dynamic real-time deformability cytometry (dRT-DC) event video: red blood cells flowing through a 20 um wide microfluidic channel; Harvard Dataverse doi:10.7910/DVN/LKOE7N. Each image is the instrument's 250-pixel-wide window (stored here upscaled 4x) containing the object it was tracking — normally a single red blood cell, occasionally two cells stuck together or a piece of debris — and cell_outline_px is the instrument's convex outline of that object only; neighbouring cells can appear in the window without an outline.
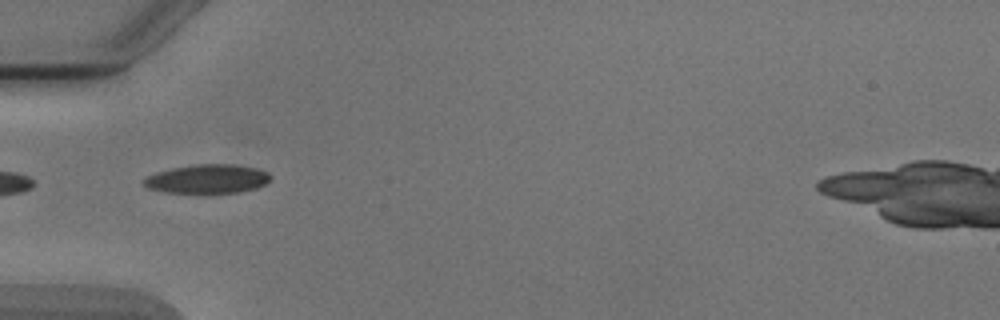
{"species": "Egyptian fruit bat (a non-hibernating species)", "species_latin": "Rousettus aegyptiacus", "temperature_condition": "cold", "stored_images_in_passage": 6, "camera_frame_rate_fps": 3000, "um_per_image_px": 0.085, "animal": {"sex": "male"}, "frame": {"image": 1, "passage_image": 4, "time_ms": 3.667, "image_size_px": [1000, 320], "cell_outline_px": [[272, 176], [264, 184], [256, 188], [240, 192], [208, 196], [204, 196], [164, 192], [148, 188], [140, 180], [156, 172], [172, 168], [196, 164], [236, 164], [256, 168], [268, 172]], "centroid_in_image_um": [17.61, 15.26], "position_along_channel_um": 67.4, "area_um2": 22.37}}
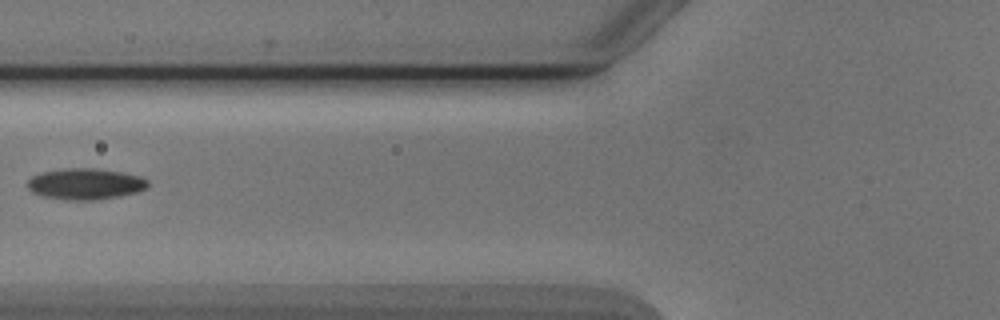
{"frame": {"image": 2, "passage_image": 5, "time_ms": 5.0, "image_size_px": [1000, 320], "cell_outline_px": [[148, 184], [144, 188], [136, 192], [120, 196], [96, 200], [64, 200], [40, 196], [32, 192], [28, 188], [28, 180], [32, 176], [40, 172], [64, 168], [96, 168], [120, 172], [140, 176], [148, 180]], "centroid_in_image_um": [7.21, 15.63], "position_along_channel_um": 118.6, "area_um2": 21.96}}
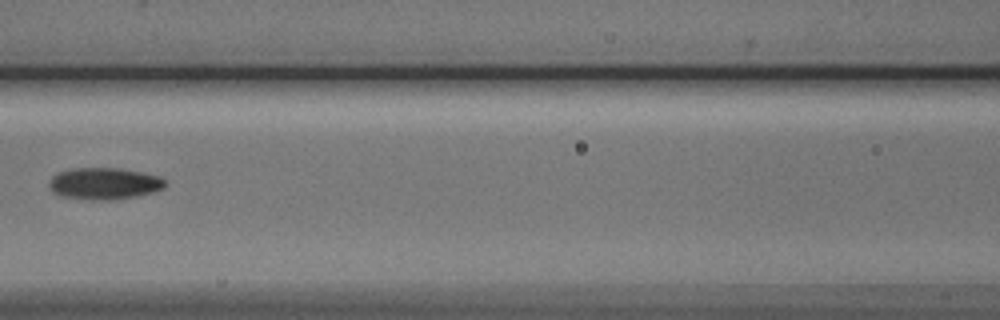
{"frame": {"image": 3, "passage_image": 6, "time_ms": 6.0, "image_size_px": [1000, 320], "cell_outline_px": [[168, 184], [164, 188], [140, 196], [112, 200], [92, 200], [60, 196], [52, 192], [48, 184], [52, 176], [60, 172], [76, 168], [116, 168], [140, 172], [160, 176]], "centroid_in_image_um": [8.87, 15.62], "position_along_channel_um": 157.7, "area_um2": 21.56}}